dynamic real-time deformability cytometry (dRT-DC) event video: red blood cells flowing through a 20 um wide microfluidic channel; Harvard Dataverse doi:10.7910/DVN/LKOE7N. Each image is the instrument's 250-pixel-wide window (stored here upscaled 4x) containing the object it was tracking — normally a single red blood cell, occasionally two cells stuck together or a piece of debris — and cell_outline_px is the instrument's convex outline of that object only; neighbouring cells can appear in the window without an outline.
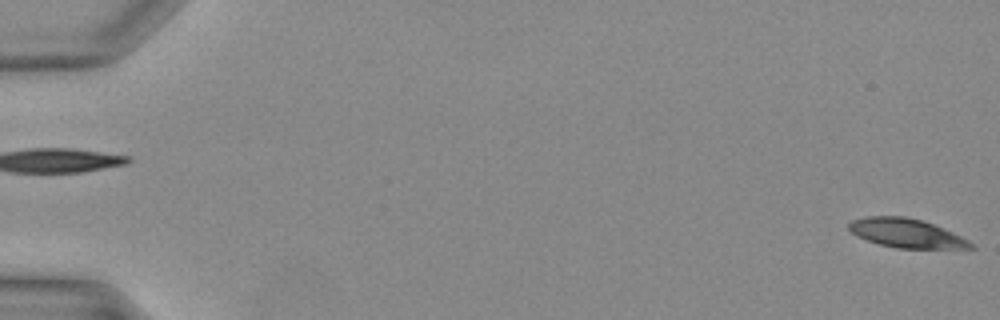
{"species": "Egyptian fruit bat (a non-hibernating species)", "species_latin": "Rousettus aegyptiacus", "temperature_condition": "warm", "stored_images_in_passage": 41, "camera_frame_rate_fps": 3000, "um_per_image_px": 0.085, "animal": {"sex": "female"}, "frame": {"image": 1, "passage_image": 1, "time_ms": 0.0, "image_size_px": [1000, 320], "cell_outline_px": [[976, 248], [896, 248], [880, 244], [856, 236], [848, 228], [848, 224], [852, 220], [864, 216], [904, 216], [920, 220], [944, 228], [968, 240]], "centroid_in_image_um": [77.0, 19.81], "position_along_channel_um": 8.0, "area_um2": 20.35}}
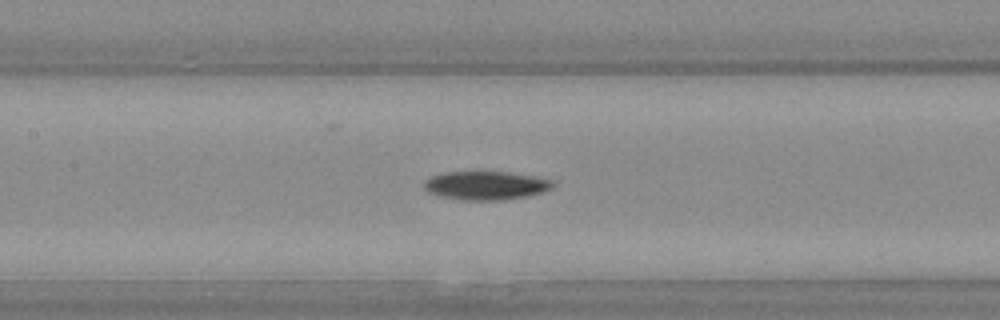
{"frame": {"image": 2, "passage_image": 20, "time_ms": 6.333, "image_size_px": [1000, 320], "cell_outline_px": [[556, 184], [552, 188], [540, 192], [524, 196], [500, 200], [460, 200], [440, 196], [428, 192], [424, 188], [424, 180], [432, 176], [444, 172], [508, 172], [532, 176], [552, 180]], "centroid_in_image_um": [41.26, 15.76], "position_along_channel_um": 166.1, "area_um2": 21.27}}
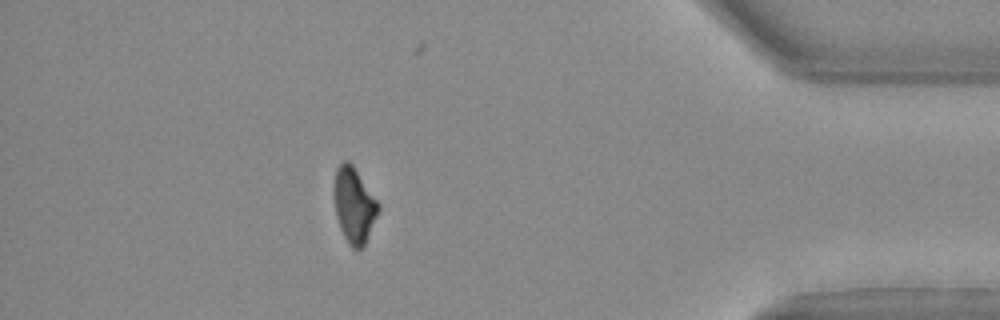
{"frame": {"image": 3, "passage_image": 36, "time_ms": 11.667, "image_size_px": [1000, 320], "cell_outline_px": [[380, 208], [364, 244], [360, 248], [352, 248], [348, 244], [340, 228], [336, 216], [336, 168], [344, 160], [348, 160], [352, 164], [380, 204]], "centroid_in_image_um": [30.12, 17.44], "position_along_channel_um": 405.1, "area_um2": 18.73}}